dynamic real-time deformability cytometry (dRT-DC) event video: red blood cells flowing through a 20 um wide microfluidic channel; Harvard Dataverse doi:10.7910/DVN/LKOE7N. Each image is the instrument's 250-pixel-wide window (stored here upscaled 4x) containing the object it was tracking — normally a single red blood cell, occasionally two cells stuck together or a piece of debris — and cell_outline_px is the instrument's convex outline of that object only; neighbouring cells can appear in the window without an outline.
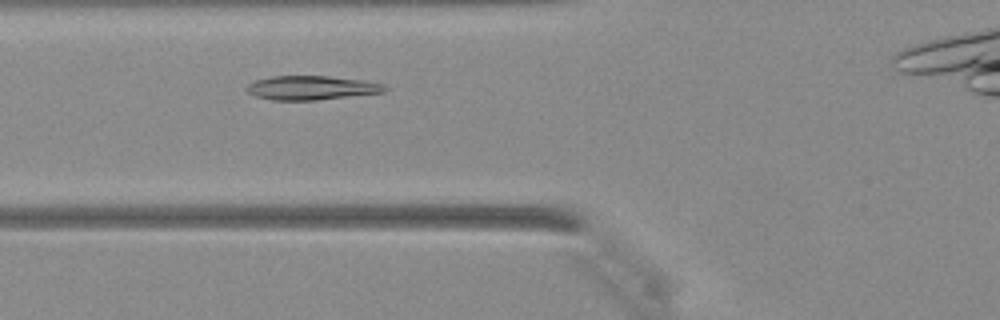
{"species": "Egyptian fruit bat (a non-hibernating species)", "species_latin": "Rousettus aegyptiacus", "temperature_condition": "warm", "stored_images_in_passage": 26, "camera_frame_rate_fps": 3000, "um_per_image_px": 0.085, "animal": {"sex": "female"}, "frame": {"image": 1, "passage_image": 7, "time_ms": 2.0, "image_size_px": [1000, 320], "cell_outline_px": [[388, 88], [384, 92], [316, 100], [272, 100], [256, 96], [248, 92], [244, 88], [248, 84], [256, 80], [272, 76], [328, 76], [360, 80], [384, 84]], "centroid_in_image_um": [26.44, 7.46], "position_along_channel_um": 99.4, "area_um2": 19.19}}
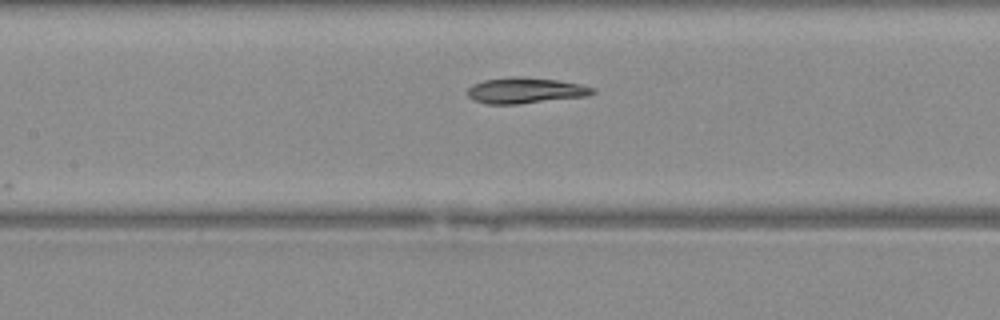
{"frame": {"image": 2, "passage_image": 11, "time_ms": 3.333, "image_size_px": [1000, 320], "cell_outline_px": [[596, 92], [588, 96], [520, 104], [488, 104], [472, 100], [468, 96], [468, 88], [472, 84], [484, 80], [512, 76], [520, 76], [556, 80], [580, 84], [596, 88]], "centroid_in_image_um": [44.66, 7.69], "position_along_channel_um": 162.7, "area_um2": 19.02}}
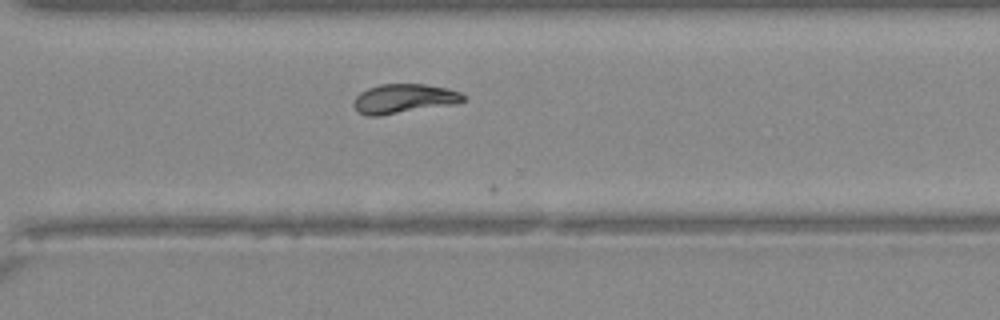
{"frame": {"image": 3, "passage_image": 22, "time_ms": 7.0, "image_size_px": [1000, 320], "cell_outline_px": [[468, 100], [456, 104], [376, 116], [368, 116], [356, 112], [352, 104], [356, 96], [360, 92], [368, 88], [380, 84], [424, 84], [448, 88], [460, 92], [468, 96]], "centroid_in_image_um": [34.36, 8.38], "position_along_channel_um": 336.2, "area_um2": 19.02}}